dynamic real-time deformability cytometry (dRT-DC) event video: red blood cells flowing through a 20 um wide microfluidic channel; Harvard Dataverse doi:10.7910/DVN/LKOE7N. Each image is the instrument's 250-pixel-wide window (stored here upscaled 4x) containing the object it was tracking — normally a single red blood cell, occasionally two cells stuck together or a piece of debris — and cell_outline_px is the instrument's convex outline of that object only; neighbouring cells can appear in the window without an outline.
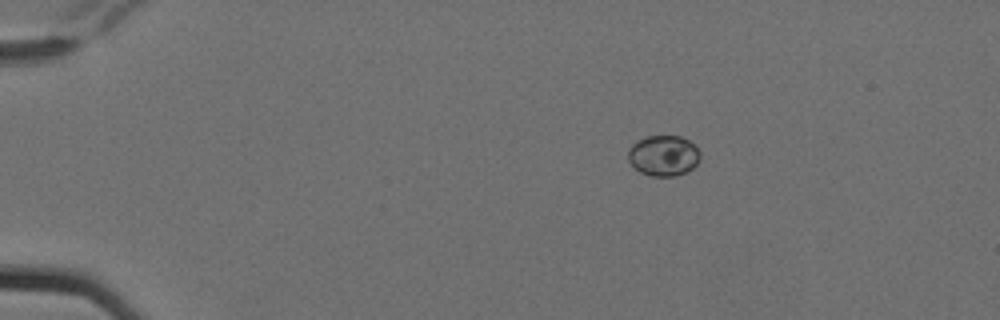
{"species": "Egyptian fruit bat (a non-hibernating species)", "species_latin": "Rousettus aegyptiacus", "temperature_condition": "cold", "stored_images_in_passage": 3, "camera_frame_rate_fps": 3000, "um_per_image_px": 0.085, "animal": {"sex": "female"}, "frame": {"image": 1, "passage_image": 1, "time_ms": 0.0, "image_size_px": [1000, 320], "cell_outline_px": [[700, 160], [692, 168], [676, 176], [652, 176], [640, 172], [628, 160], [628, 152], [632, 144], [636, 140], [644, 136], [680, 136], [688, 140], [700, 152]], "centroid_in_image_um": [56.38, 13.22], "position_along_channel_um": 28.6, "area_um2": 16.99}}